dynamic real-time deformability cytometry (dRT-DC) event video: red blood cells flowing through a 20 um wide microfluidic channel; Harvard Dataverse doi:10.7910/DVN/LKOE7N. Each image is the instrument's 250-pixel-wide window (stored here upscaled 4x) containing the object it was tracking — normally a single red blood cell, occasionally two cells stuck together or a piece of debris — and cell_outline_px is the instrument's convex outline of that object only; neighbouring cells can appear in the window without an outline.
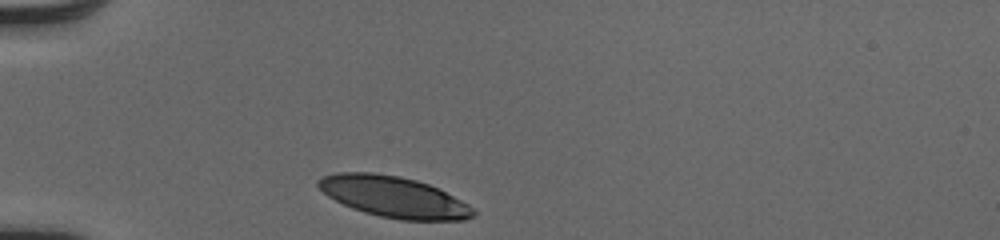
{"species": "human", "species_latin": "Homo sapiens", "temperature_condition": "cold", "stored_images_in_passage": 23, "camera_frame_rate_fps": 3000, "um_per_image_px": 0.085, "donor": {"sex": "male"}, "frame": {"image": 1, "passage_image": 1, "time_ms": 0.0, "image_size_px": [1000, 240], "cell_outline_px": [[476, 216], [464, 220], [400, 220], [380, 216], [364, 212], [352, 208], [328, 196], [316, 184], [316, 180], [324, 176], [336, 172], [372, 172], [400, 176], [416, 180], [428, 184], [468, 204], [476, 212]], "centroid_in_image_um": [33.46, 16.73], "position_along_channel_um": 51.5, "area_um2": 36.82}}
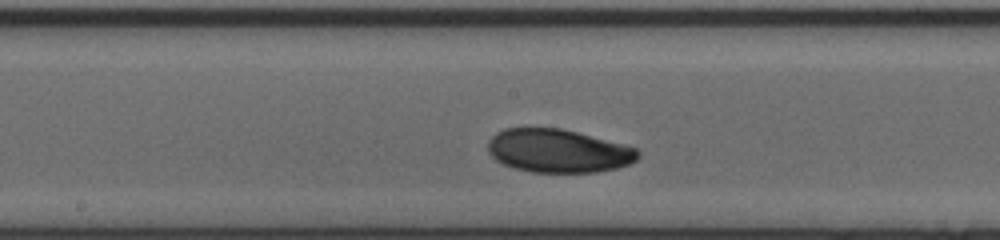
{"frame": {"image": 2, "passage_image": 14, "time_ms": 4.333, "image_size_px": [1000, 240], "cell_outline_px": [[640, 156], [636, 160], [628, 164], [616, 168], [596, 172], [532, 172], [512, 168], [496, 160], [488, 152], [488, 140], [496, 132], [504, 128], [560, 128], [624, 144], [636, 148], [640, 152]], "centroid_in_image_um": [47.43, 12.82], "position_along_channel_um": 200.8, "area_um2": 37.92}}
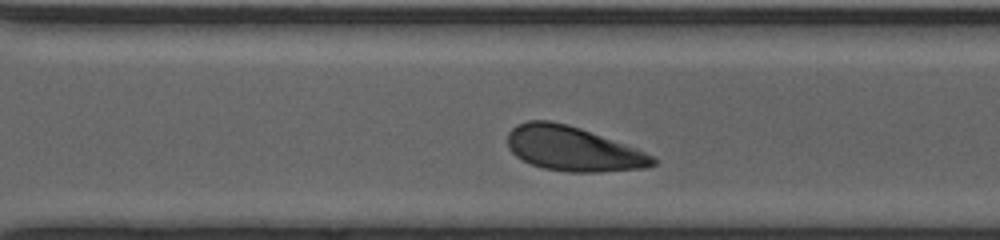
{"frame": {"image": 3, "passage_image": 23, "time_ms": 7.333, "image_size_px": [1000, 240], "cell_outline_px": [[660, 160], [656, 164], [644, 168], [600, 172], [568, 172], [544, 168], [532, 164], [516, 156], [508, 148], [508, 132], [516, 124], [528, 120], [548, 120], [568, 124], [580, 128], [644, 152]], "centroid_in_image_um": [48.67, 12.64], "position_along_channel_um": 321.9, "area_um2": 37.4}}